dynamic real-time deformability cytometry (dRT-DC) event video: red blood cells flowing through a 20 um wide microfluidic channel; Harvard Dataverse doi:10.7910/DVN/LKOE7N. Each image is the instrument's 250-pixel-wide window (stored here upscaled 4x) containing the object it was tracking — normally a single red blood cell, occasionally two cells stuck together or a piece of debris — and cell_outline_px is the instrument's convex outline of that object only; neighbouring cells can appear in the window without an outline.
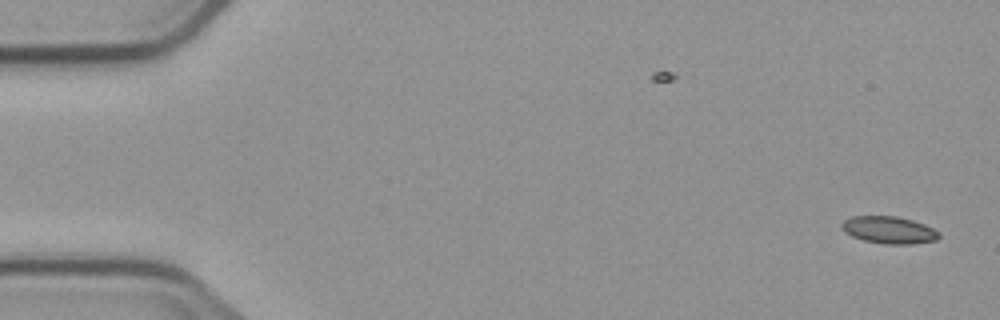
{"species": "common noctule bat (a hibernating species)", "species_latin": "Nyctalus noctula", "temperature_condition": "cold", "stored_images_in_passage": 2, "camera_frame_rate_fps": 3000, "um_per_image_px": 0.085, "animal": {"sex": "male", "body_mass_g": 23.1, "forearm_length_mm": 52.7}, "frame": {"image": 1, "passage_image": 2, "time_ms": 1.0, "image_size_px": [1000, 320], "cell_outline_px": [[940, 236], [936, 240], [912, 244], [884, 244], [864, 240], [852, 236], [844, 232], [840, 228], [840, 224], [844, 220], [852, 216], [896, 216], [912, 220], [924, 224], [940, 232]], "centroid_in_image_um": [75.54, 19.55], "position_along_channel_um": 9.5, "area_um2": 15.49}}